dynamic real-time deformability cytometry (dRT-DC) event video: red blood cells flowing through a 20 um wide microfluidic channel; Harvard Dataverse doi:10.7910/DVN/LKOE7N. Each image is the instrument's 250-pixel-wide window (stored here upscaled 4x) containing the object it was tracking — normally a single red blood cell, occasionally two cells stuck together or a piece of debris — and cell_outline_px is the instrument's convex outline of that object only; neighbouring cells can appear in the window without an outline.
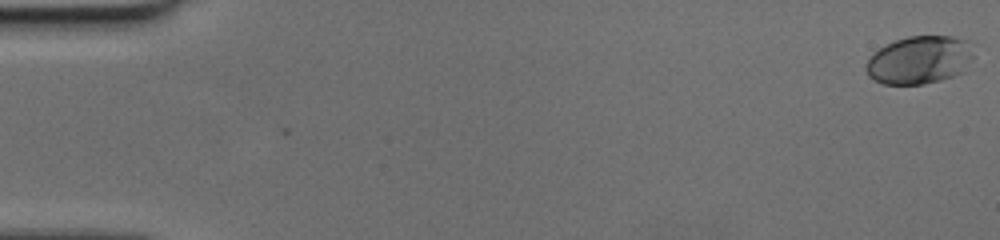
{"species": "human", "species_latin": "Homo sapiens", "temperature_condition": "cold", "stored_images_in_passage": 52, "camera_frame_rate_fps": 3000, "um_per_image_px": 0.085, "donor": {"sex": "female"}, "frame": {"image": 1, "passage_image": 1, "time_ms": 0.0, "image_size_px": [1000, 240], "cell_outline_px": [[976, 56], [960, 72], [952, 76], [940, 80], [924, 84], [884, 84], [868, 76], [864, 68], [868, 60], [880, 48], [896, 40], [908, 36], [952, 36], [964, 40]], "centroid_in_image_um": [78.14, 5.1], "position_along_channel_um": 6.9, "area_um2": 29.71}}
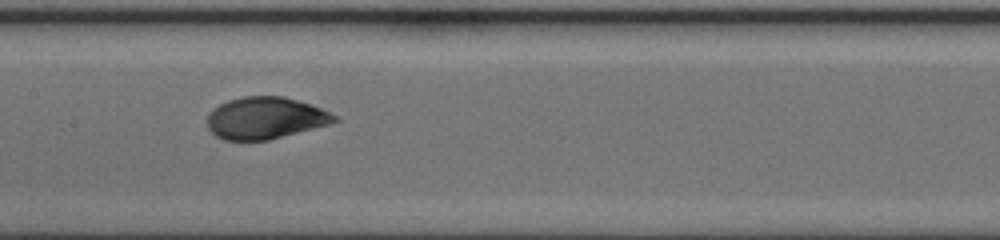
{"frame": {"image": 2, "passage_image": 27, "time_ms": 8.667, "image_size_px": [1000, 240], "cell_outline_px": [[340, 120], [328, 124], [268, 140], [224, 140], [216, 136], [208, 128], [208, 112], [220, 104], [228, 100], [244, 96], [284, 96], [312, 104], [336, 116]], "centroid_in_image_um": [22.53, 10.02], "position_along_channel_um": 184.9, "area_um2": 30.87}}
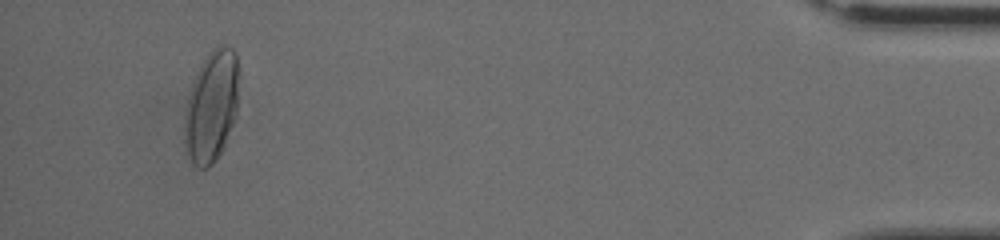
{"frame": {"image": 3, "passage_image": 49, "time_ms": 16.0, "image_size_px": [1000, 240], "cell_outline_px": [[240, 76], [236, 108], [232, 124], [224, 148], [212, 164], [208, 168], [196, 168], [192, 164], [184, 152], [184, 116], [188, 96], [196, 72], [200, 64], [208, 52], [216, 44], [224, 44], [232, 48], [236, 52], [240, 72]], "centroid_in_image_um": [17.97, 9.01], "position_along_channel_um": 417.2, "area_um2": 36.24}}